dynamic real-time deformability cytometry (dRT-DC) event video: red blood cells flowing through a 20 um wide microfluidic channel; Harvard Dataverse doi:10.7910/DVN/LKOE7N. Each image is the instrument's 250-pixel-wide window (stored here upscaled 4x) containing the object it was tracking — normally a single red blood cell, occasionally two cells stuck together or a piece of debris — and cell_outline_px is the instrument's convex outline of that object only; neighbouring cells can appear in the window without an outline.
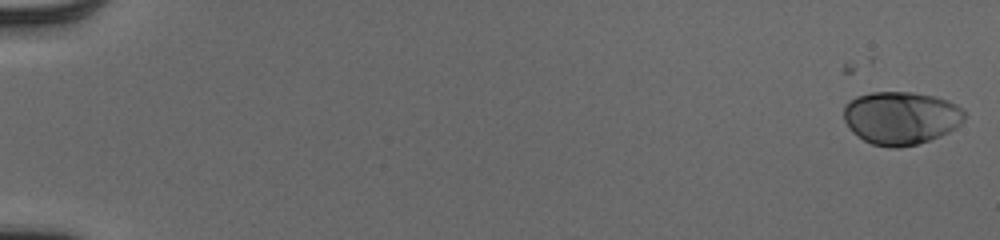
{"species": "human", "species_latin": "Homo sapiens", "temperature_condition": "cold", "stored_images_in_passage": 35, "camera_frame_rate_fps": 3000, "um_per_image_px": 0.085, "donor": {"sex": "male"}, "frame": {"image": 1, "passage_image": 1, "time_ms": 0.0, "image_size_px": [1000, 240], "cell_outline_px": [[964, 120], [956, 128], [940, 136], [916, 144], [896, 148], [892, 148], [872, 144], [864, 140], [852, 132], [844, 120], [844, 104], [856, 96], [872, 92], [912, 92], [936, 96], [948, 100], [956, 104], [964, 112]], "centroid_in_image_um": [76.57, 10.01], "position_along_channel_um": 8.4, "area_um2": 37.4}}
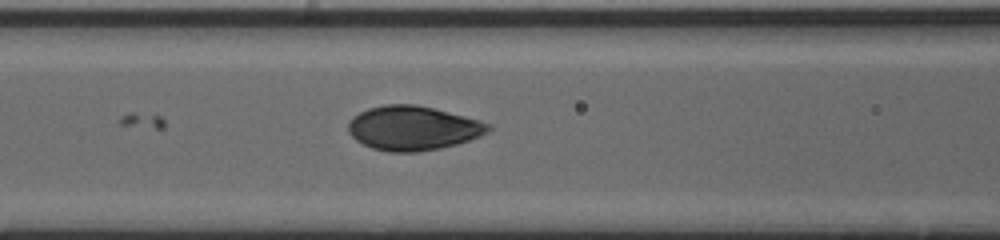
{"frame": {"image": 2, "passage_image": 25, "time_ms": 8.0, "image_size_px": [1000, 240], "cell_outline_px": [[492, 128], [488, 132], [480, 136], [456, 144], [440, 148], [416, 152], [388, 152], [372, 148], [356, 140], [348, 132], [348, 120], [352, 116], [368, 108], [384, 104], [416, 104], [480, 120], [492, 124]], "centroid_in_image_um": [35.08, 10.88], "position_along_channel_um": 131.5, "area_um2": 36.24}}
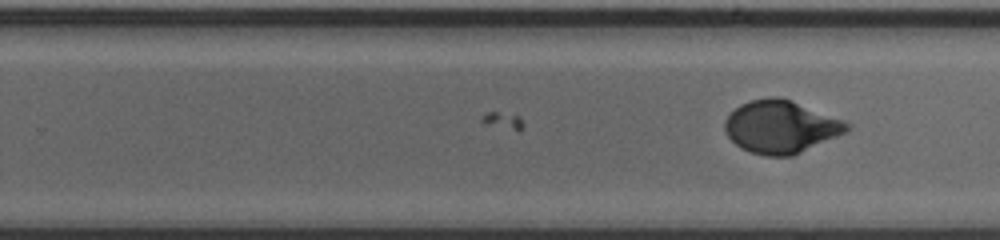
{"frame": {"image": 3, "passage_image": 35, "time_ms": 11.333, "image_size_px": [1000, 240], "cell_outline_px": [[852, 128], [848, 132], [792, 156], [764, 156], [740, 148], [728, 136], [724, 128], [724, 120], [740, 104], [752, 100], [772, 96], [780, 96], [792, 100], [844, 120], [852, 124]], "centroid_in_image_um": [66.41, 10.77], "position_along_channel_um": 263.4, "area_um2": 37.69}}